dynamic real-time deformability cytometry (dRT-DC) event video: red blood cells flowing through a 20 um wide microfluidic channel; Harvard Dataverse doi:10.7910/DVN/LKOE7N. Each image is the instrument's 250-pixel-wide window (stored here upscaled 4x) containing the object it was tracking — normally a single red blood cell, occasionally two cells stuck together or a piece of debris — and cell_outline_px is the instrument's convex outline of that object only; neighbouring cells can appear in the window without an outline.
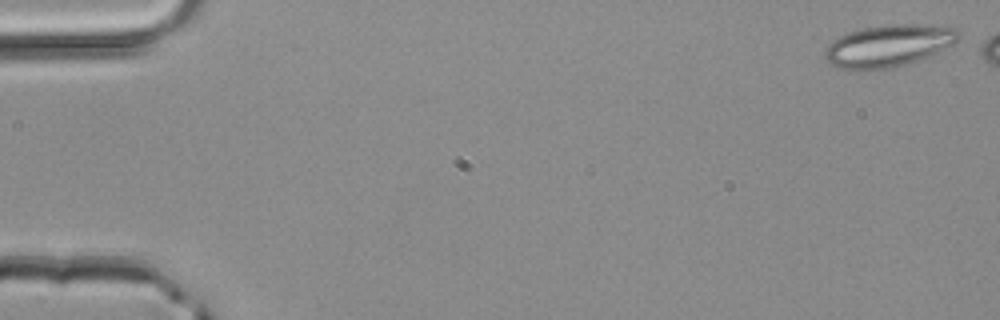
{"species": "common noctule bat (a hibernating species)", "species_latin": "Nyctalus noctula", "temperature_condition": "room temperature", "stored_images_in_passage": 3, "camera_frame_rate_fps": 3000, "um_per_image_px": 0.085, "animal": {"sex": "male", "body_mass_g": 20.4}, "frame": {"image": 1, "passage_image": 1, "time_ms": 0.0, "image_size_px": [1000, 320], "cell_outline_px": [[960, 36], [956, 44], [928, 56], [904, 64], [888, 68], [840, 68], [828, 64], [824, 56], [824, 52], [828, 44], [832, 40], [848, 32], [864, 28], [884, 24], [932, 24], [956, 28], [960, 32]], "centroid_in_image_um": [75.56, 3.85], "position_along_channel_um": 9.4, "area_um2": 32.66}}